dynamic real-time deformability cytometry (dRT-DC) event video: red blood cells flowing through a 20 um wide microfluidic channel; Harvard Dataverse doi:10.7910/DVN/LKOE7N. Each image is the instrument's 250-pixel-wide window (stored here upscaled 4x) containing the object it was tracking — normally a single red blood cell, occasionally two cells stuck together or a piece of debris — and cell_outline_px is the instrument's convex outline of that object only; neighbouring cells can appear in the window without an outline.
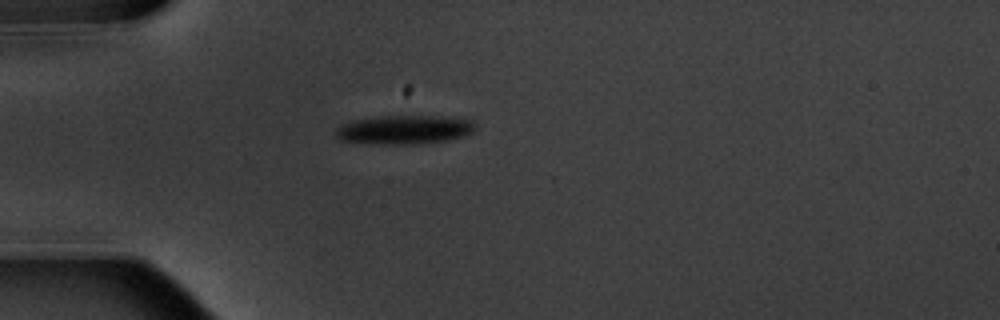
{"species": "common noctule bat (a hibernating species)", "species_latin": "Nyctalus noctula", "temperature_condition": "warm", "stored_images_in_passage": 2, "camera_frame_rate_fps": 3000, "um_per_image_px": 0.085, "animal": {"sex": "male", "body_mass_g": 20.1, "forearm_length_mm": 53.5}, "frame": {"image": 1, "passage_image": 1, "time_ms": 0.0, "image_size_px": [1000, 320], "cell_outline_px": [[476, 128], [472, 132], [464, 136], [448, 140], [412, 144], [384, 144], [340, 140], [336, 136], [336, 128], [340, 124], [352, 120], [384, 116], [436, 116], [472, 120], [476, 124]], "centroid_in_image_um": [34.37, 11.02], "position_along_channel_um": 50.6, "area_um2": 23.35}}